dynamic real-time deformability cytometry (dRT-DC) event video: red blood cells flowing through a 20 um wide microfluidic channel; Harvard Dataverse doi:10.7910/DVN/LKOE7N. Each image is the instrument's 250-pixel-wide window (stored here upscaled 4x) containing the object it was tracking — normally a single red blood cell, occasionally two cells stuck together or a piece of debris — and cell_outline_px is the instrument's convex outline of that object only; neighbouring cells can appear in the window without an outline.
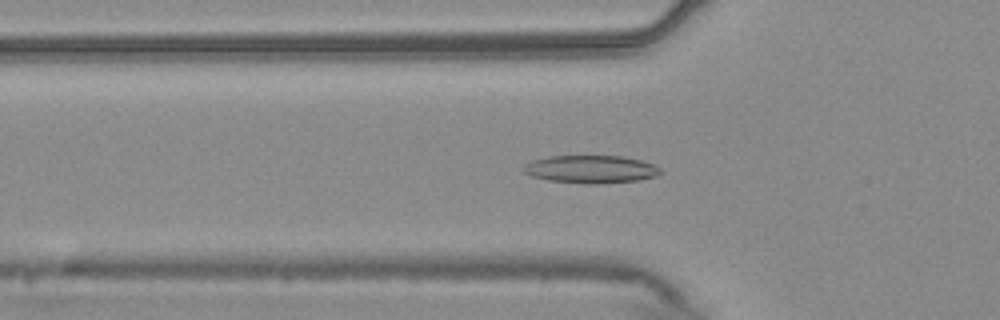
{"species": "common noctule bat (a hibernating species)", "species_latin": "Nyctalus noctula", "temperature_condition": "warm", "stored_images_in_passage": 45, "camera_frame_rate_fps": 3000, "um_per_image_px": 0.085, "animal": {"sex": "male", "body_mass_g": 20.4}, "frame": {"image": 1, "passage_image": 9, "time_ms": 2.667, "image_size_px": [1000, 320], "cell_outline_px": [[664, 172], [656, 176], [640, 180], [596, 184], [584, 184], [548, 180], [532, 176], [524, 172], [520, 168], [524, 164], [532, 160], [548, 156], [624, 156], [640, 160], [652, 164], [660, 168]], "centroid_in_image_um": [50.21, 14.39], "position_along_channel_um": 75.6, "area_um2": 22.43}}
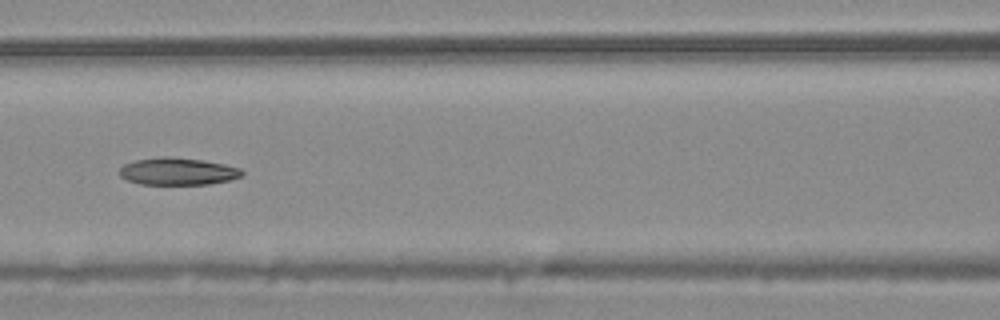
{"frame": {"image": 2, "passage_image": 15, "time_ms": 4.667, "image_size_px": [1000, 320], "cell_outline_px": [[244, 176], [228, 180], [208, 184], [140, 184], [128, 180], [120, 176], [120, 168], [124, 164], [136, 160], [160, 156], [168, 156], [204, 160], [224, 164], [240, 168], [244, 172]], "centroid_in_image_um": [15.12, 14.56], "position_along_channel_um": 151.5, "area_um2": 19.48}}
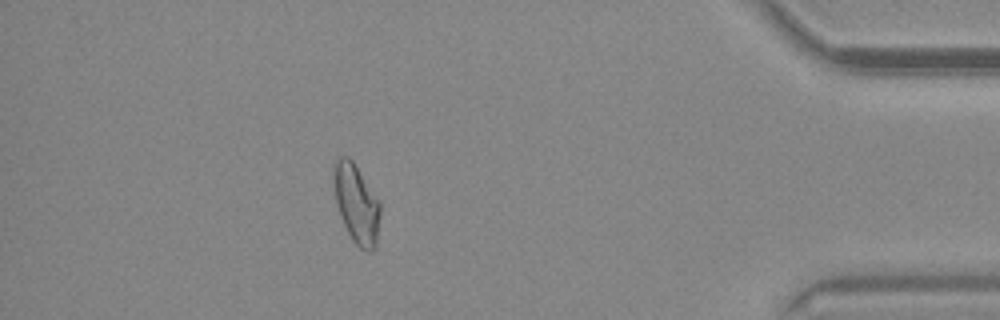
{"frame": {"image": 3, "passage_image": 39, "time_ms": 12.667, "image_size_px": [1000, 320], "cell_outline_px": [[380, 216], [376, 248], [368, 252], [360, 248], [352, 240], [344, 224], [336, 204], [332, 176], [336, 160], [340, 156], [348, 156], [352, 160], [380, 200]], "centroid_in_image_um": [30.31, 17.32], "position_along_channel_um": 404.9, "area_um2": 21.56}, "authors_computed_cell_mechanics": {"area_um2": 20.6924, "velocity_mm_per_s": 3.7436, "shape_relaxation_time_tau1_ms": null, "shape_relaxation_time_tau2_ms": 8.0461, "deformation_change_tau1": null, "deformation_change_tau2": 0.1616}}